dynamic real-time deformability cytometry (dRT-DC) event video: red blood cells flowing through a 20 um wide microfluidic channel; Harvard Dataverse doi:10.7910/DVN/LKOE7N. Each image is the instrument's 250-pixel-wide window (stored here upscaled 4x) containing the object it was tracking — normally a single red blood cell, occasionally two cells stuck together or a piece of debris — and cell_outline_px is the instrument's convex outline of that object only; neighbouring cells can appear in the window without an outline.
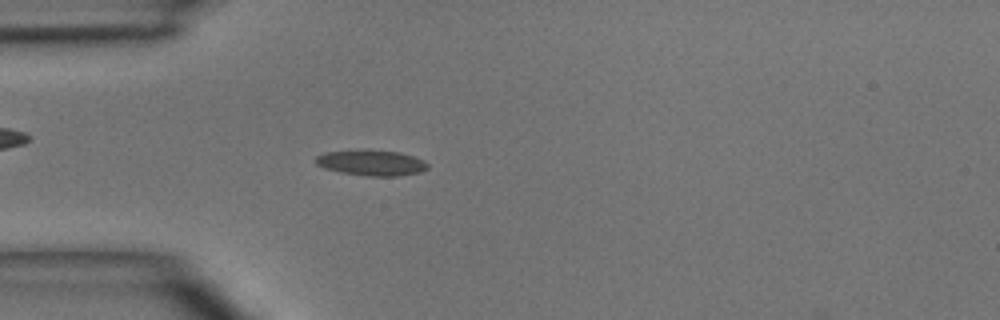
{"species": "common noctule bat (a hibernating species)", "species_latin": "Nyctalus noctula", "temperature_condition": "room temperature", "stored_images_in_passage": 3, "camera_frame_rate_fps": 3000, "um_per_image_px": 0.085, "animal": {"sex": "male", "body_mass_g": 15.6}, "frame": {"image": 1, "passage_image": 3, "time_ms": 2.333, "image_size_px": [1000, 320], "cell_outline_px": [[428, 168], [420, 172], [400, 176], [368, 176], [340, 172], [324, 168], [316, 164], [316, 156], [324, 152], [364, 148], [400, 152], [424, 160], [428, 164]], "centroid_in_image_um": [31.56, 13.81], "position_along_channel_um": 53.4, "area_um2": 17.11}}